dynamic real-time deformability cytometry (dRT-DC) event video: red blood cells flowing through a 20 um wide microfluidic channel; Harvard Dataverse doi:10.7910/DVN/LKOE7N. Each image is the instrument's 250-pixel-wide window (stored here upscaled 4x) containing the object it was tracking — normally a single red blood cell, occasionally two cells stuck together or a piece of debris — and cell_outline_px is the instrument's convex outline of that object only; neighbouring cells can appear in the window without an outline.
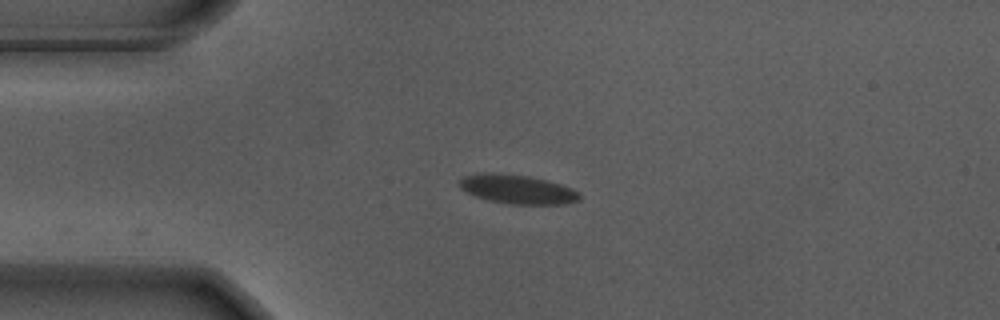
{"species": "Egyptian fruit bat (a non-hibernating species)", "species_latin": "Rousettus aegyptiacus", "temperature_condition": "warm", "stored_images_in_passage": 44, "camera_frame_rate_fps": 3000, "um_per_image_px": 0.085, "animal": {"sex": "male"}, "frame": {"image": 1, "passage_image": 1, "time_ms": 0.0, "image_size_px": [1000, 320], "cell_outline_px": [[580, 200], [564, 204], [512, 204], [488, 200], [476, 196], [460, 188], [460, 180], [464, 176], [476, 172], [492, 172], [528, 176], [548, 180], [572, 188], [580, 196]], "centroid_in_image_um": [43.96, 16.07], "position_along_channel_um": 41.0, "area_um2": 20.29}}
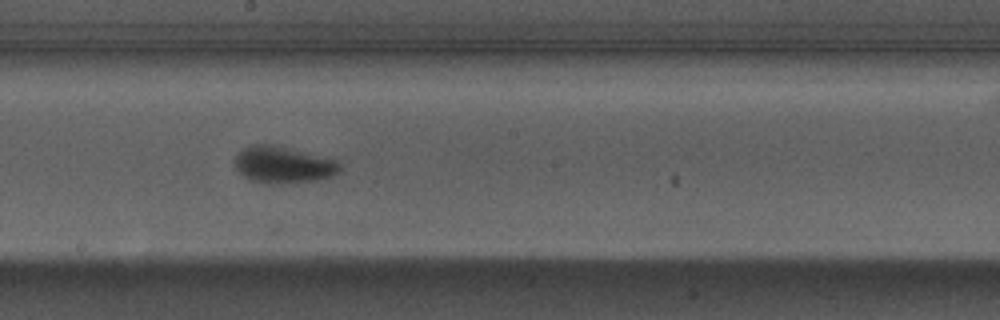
{"frame": {"image": 2, "passage_image": 18, "time_ms": 5.667, "image_size_px": [1000, 320], "cell_outline_px": [[340, 172], [332, 176], [316, 180], [272, 184], [248, 180], [236, 168], [232, 160], [244, 148], [252, 144], [268, 144], [336, 160], [340, 164]], "centroid_in_image_um": [24.03, 14.02], "position_along_channel_um": 224.2, "area_um2": 22.08}}
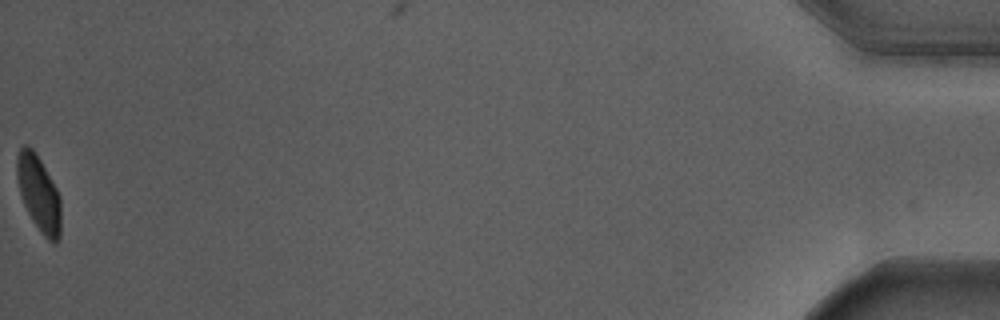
{"frame": {"image": 3, "passage_image": 44, "time_ms": 14.333, "image_size_px": [1000, 320], "cell_outline_px": [[60, 236], [56, 244], [52, 244], [44, 236], [32, 220], [24, 204], [20, 192], [16, 176], [16, 156], [20, 148], [24, 144], [28, 144], [36, 152], [56, 188], [60, 196]], "centroid_in_image_um": [3.28, 16.43], "position_along_channel_um": 431.9, "area_um2": 19.48}, "authors_computed_cell_mechanics": {"area_um2": 20.5479, "velocity_mm_per_s": 3.6502, "shape_relaxation_time_tau1_ms": 2.8646, "shape_relaxation_time_tau2_ms": null, "deformation_change_tau1": 0.1476, "deformation_change_tau2": null}}